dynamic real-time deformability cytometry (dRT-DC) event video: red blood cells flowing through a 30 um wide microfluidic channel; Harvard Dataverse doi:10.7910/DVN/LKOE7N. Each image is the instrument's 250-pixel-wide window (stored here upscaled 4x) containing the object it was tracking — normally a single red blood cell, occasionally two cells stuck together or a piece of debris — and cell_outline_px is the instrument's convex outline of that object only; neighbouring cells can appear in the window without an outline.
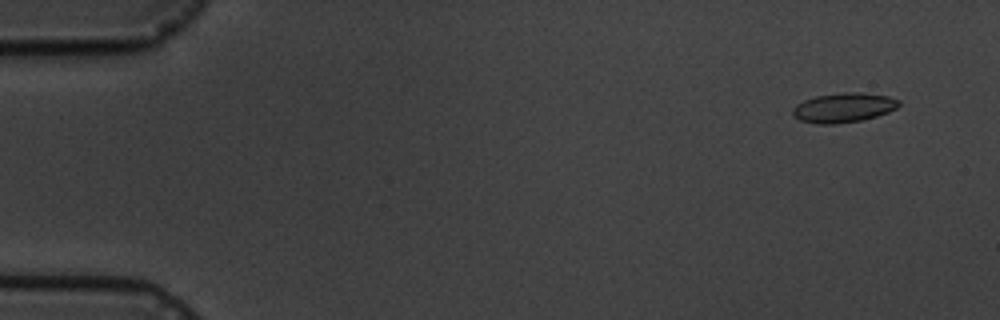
{"species": "common noctule bat (a hibernating species)", "species_latin": "Nyctalus noctula", "temperature_condition": "cold", "stored_images_in_passage": 6, "camera_frame_rate_fps": 3000, "um_per_image_px": 0.085, "animal": {"sex": "male", "body_mass_g": 19.5, "forearm_length_mm": 54.6}, "frame": {"image": 1, "passage_image": 2, "time_ms": 1.0, "image_size_px": [1000, 320], "cell_outline_px": [[900, 104], [896, 108], [888, 112], [876, 116], [860, 120], [836, 124], [816, 124], [800, 120], [792, 116], [792, 108], [796, 104], [804, 100], [816, 96], [844, 92], [860, 92], [888, 96], [900, 100]], "centroid_in_image_um": [71.68, 9.15], "position_along_channel_um": 13.3, "area_um2": 18.32}}
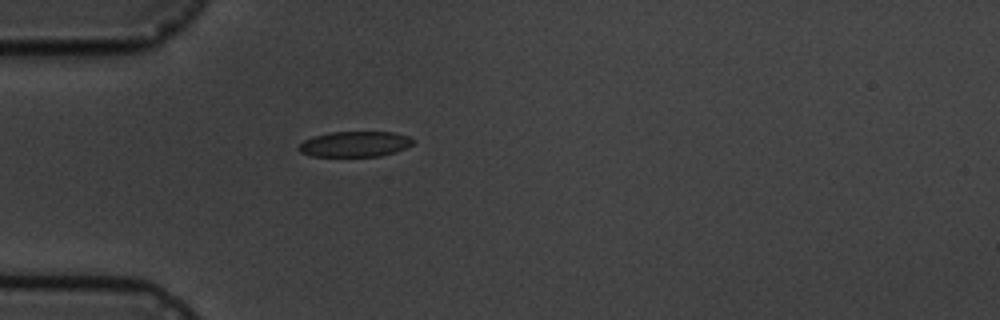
{"frame": {"image": 2, "passage_image": 6, "time_ms": 5.333, "image_size_px": [1000, 320], "cell_outline_px": [[416, 140], [412, 144], [396, 152], [380, 156], [312, 156], [300, 152], [296, 148], [304, 140], [312, 136], [328, 132], [392, 132], [408, 136]], "centroid_in_image_um": [30.14, 12.24], "position_along_channel_um": 54.9, "area_um2": 17.05}}